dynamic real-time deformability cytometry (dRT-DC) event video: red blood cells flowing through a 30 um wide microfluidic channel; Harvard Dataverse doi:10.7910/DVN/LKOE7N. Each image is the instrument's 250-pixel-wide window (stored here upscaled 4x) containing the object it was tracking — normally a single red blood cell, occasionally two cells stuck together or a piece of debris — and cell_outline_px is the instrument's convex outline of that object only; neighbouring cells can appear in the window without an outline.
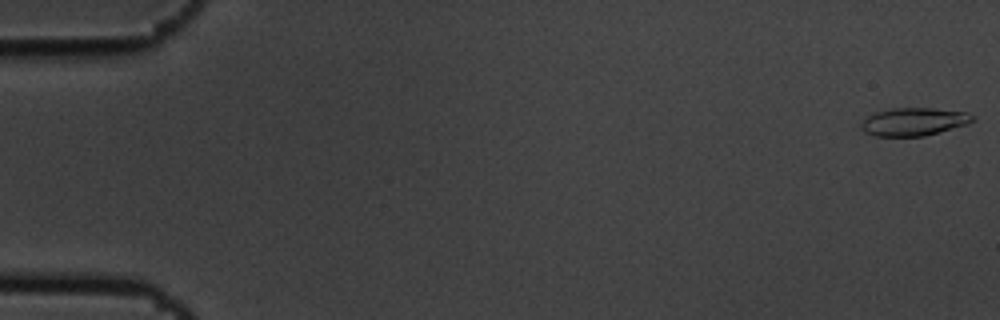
{"species": "common noctule bat (a hibernating species)", "species_latin": "Nyctalus noctula", "temperature_condition": "cold", "stored_images_in_passage": 5, "camera_frame_rate_fps": 3000, "um_per_image_px": 0.085, "animal": {"sex": "male", "body_mass_g": 19.5, "forearm_length_mm": 54.6}, "frame": {"image": 1, "passage_image": 1, "time_ms": 0.0, "image_size_px": [1000, 320], "cell_outline_px": [[976, 120], [968, 124], [924, 136], [876, 136], [864, 132], [860, 124], [868, 116], [876, 112], [892, 108], [932, 108], [964, 112], [972, 116]], "centroid_in_image_um": [77.66, 10.35], "position_along_channel_um": 7.3, "area_um2": 17.98}}